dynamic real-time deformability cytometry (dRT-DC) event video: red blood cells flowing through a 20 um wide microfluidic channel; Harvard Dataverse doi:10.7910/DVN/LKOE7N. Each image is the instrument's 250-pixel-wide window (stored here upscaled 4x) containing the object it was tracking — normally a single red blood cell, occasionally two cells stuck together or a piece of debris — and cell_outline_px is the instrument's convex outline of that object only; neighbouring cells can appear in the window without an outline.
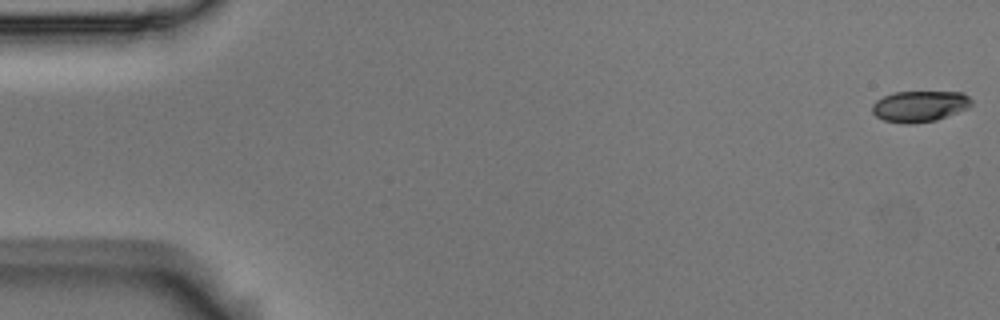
{"species": "Egyptian fruit bat (a non-hibernating species)", "species_latin": "Rousettus aegyptiacus", "temperature_condition": "room temperature", "stored_images_in_passage": 4, "camera_frame_rate_fps": 3000, "um_per_image_px": 0.085, "animal": {"sex": "male"}, "frame": {"image": 1, "passage_image": 1, "time_ms": 0.0, "image_size_px": [1000, 320], "cell_outline_px": [[972, 104], [968, 108], [936, 120], [912, 124], [904, 124], [884, 120], [876, 116], [872, 112], [872, 104], [876, 100], [892, 92], [964, 92], [972, 100]], "centroid_in_image_um": [78.16, 9.03], "position_along_channel_um": 6.8, "area_um2": 18.03}}